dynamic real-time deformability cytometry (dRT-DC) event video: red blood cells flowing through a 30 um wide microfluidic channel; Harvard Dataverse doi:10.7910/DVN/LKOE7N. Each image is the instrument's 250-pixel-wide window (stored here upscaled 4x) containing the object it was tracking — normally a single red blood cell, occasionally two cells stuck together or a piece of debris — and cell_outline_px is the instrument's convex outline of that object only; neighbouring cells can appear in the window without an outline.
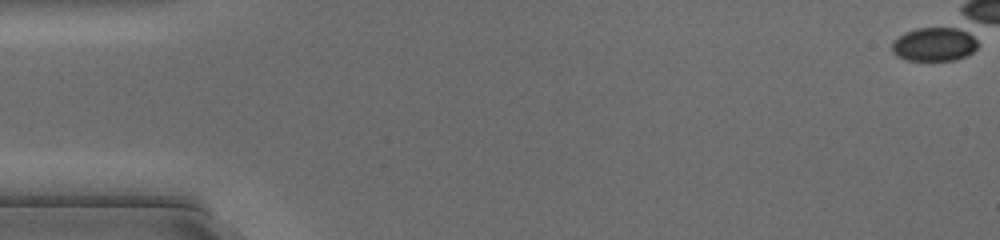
{"species": "common noctule bat (a hibernating species)", "species_latin": "Nyctalus noctula", "temperature_condition": "cold", "stored_images_in_passage": 22, "camera_frame_rate_fps": 3000, "um_per_image_px": 0.085, "animal": {"sex": "female", "body_mass_g": 17.0, "forearm_length_mm": 48.0}, "frame": {"image": 1, "passage_image": 1, "time_ms": 0.0, "image_size_px": [1000, 240], "cell_outline_px": [[976, 44], [968, 52], [960, 56], [944, 60], [916, 60], [904, 56], [896, 52], [896, 44], [904, 36], [912, 32], [928, 28], [948, 28], [964, 32]], "centroid_in_image_um": [79.45, 3.77], "position_along_channel_um": 5.5, "area_um2": 14.33}}
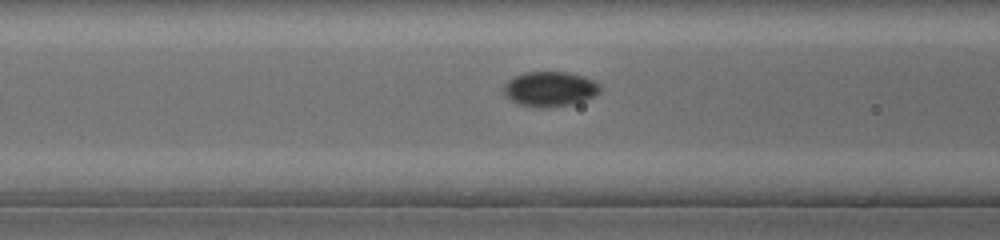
{"frame": {"image": 2, "passage_image": 20, "time_ms": 6.333, "image_size_px": [1000, 240], "cell_outline_px": [[596, 88], [592, 92], [576, 100], [548, 104], [540, 104], [520, 100], [512, 96], [512, 84], [516, 80], [524, 76], [572, 76], [584, 80], [592, 84]], "centroid_in_image_um": [46.8, 7.57], "position_along_channel_um": 119.8, "area_um2": 13.53}}